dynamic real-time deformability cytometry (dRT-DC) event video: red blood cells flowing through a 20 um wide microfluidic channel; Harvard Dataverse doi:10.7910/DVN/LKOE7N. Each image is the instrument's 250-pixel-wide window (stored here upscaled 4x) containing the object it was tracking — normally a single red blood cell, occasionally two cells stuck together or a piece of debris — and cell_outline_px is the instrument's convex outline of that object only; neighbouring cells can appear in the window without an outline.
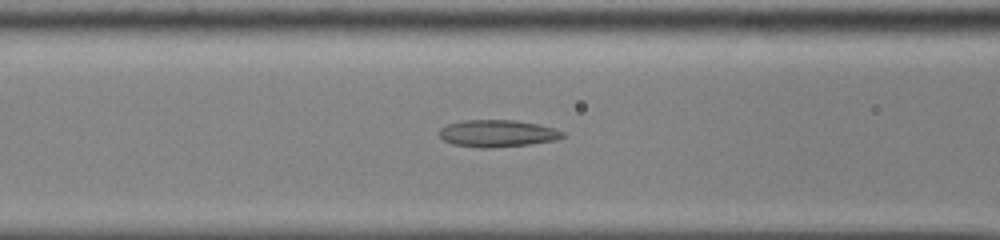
{"species": "common noctule bat (a hibernating species)", "species_latin": "Nyctalus noctula", "temperature_condition": "cold", "stored_images_in_passage": 53, "camera_frame_rate_fps": 3000, "um_per_image_px": 0.085, "animal": {"sex": "male", "body_mass_g": 13.0, "forearm_length_mm": 53.1}, "frame": {"image": 1, "passage_image": 23, "time_ms": 7.333, "image_size_px": [1000, 240], "cell_outline_px": [[564, 136], [556, 140], [528, 144], [488, 148], [480, 148], [452, 144], [444, 140], [440, 136], [440, 128], [448, 124], [464, 120], [516, 120], [540, 124], [564, 132]], "centroid_in_image_um": [42.28, 11.33], "position_along_channel_um": 124.3, "area_um2": 19.36}}
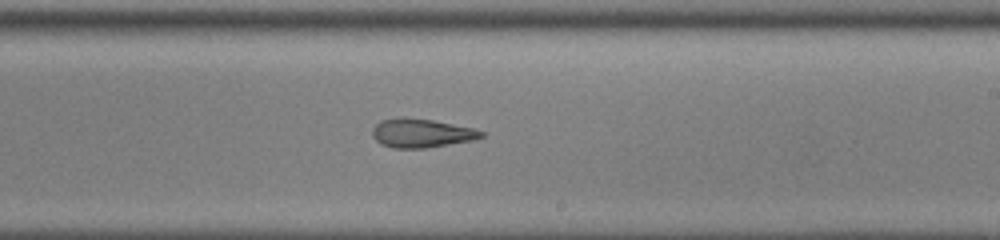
{"frame": {"image": 2, "passage_image": 33, "time_ms": 10.667, "image_size_px": [1000, 240], "cell_outline_px": [[484, 136], [476, 140], [424, 148], [392, 148], [380, 144], [372, 136], [372, 128], [380, 120], [432, 120], [472, 128], [484, 132]], "centroid_in_image_um": [35.85, 11.36], "position_along_channel_um": 253.2, "area_um2": 17.69}}
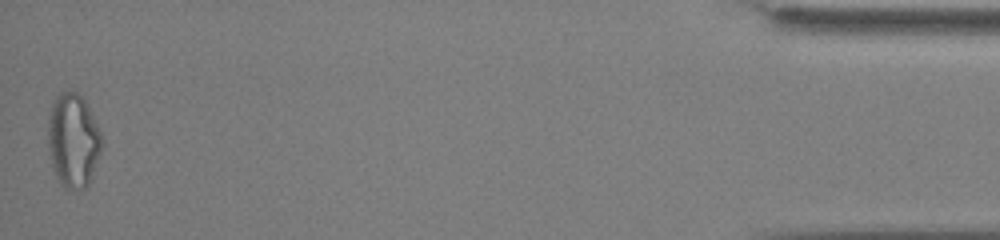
{"frame": {"image": 3, "passage_image": 53, "time_ms": 17.333, "image_size_px": [1000, 240], "cell_outline_px": [[104, 140], [92, 176], [88, 184], [84, 188], [64, 188], [60, 184], [56, 176], [52, 164], [48, 148], [48, 120], [52, 100], [60, 92], [68, 88], [84, 96]], "centroid_in_image_um": [6.22, 11.87], "position_along_channel_um": 429.0, "area_um2": 29.82}, "authors_computed_cell_mechanics": {"area_um2": 21.5016, "velocity_mm_per_s": 3.8713, "shape_relaxation_time_tau1_ms": null, "shape_relaxation_time_tau2_ms": 4.3874, "deformation_change_tau1": null, "deformation_change_tau2": 0.1458}}